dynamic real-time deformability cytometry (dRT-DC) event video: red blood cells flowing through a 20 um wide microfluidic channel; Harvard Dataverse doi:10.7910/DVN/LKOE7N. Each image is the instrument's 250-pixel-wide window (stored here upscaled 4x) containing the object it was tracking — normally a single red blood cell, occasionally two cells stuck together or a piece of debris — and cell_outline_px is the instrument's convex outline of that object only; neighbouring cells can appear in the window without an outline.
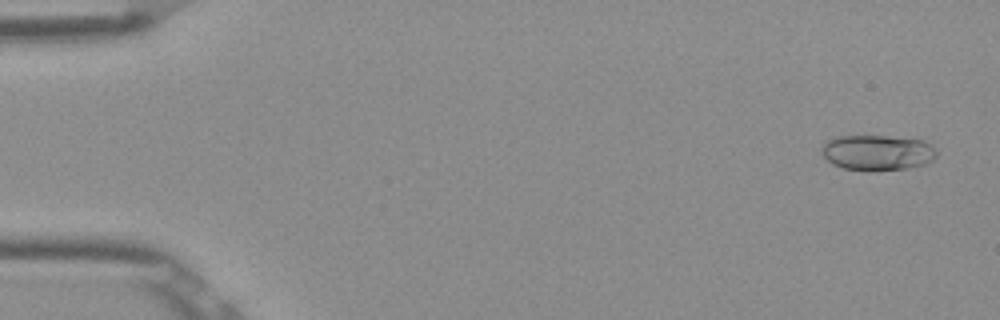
{"species": "Egyptian fruit bat (a non-hibernating species)", "species_latin": "Rousettus aegyptiacus", "temperature_condition": "room temperature", "stored_images_in_passage": 53, "camera_frame_rate_fps": 3000, "um_per_image_px": 0.085, "frame": {"image": 1, "passage_image": 3, "time_ms": 0.667, "image_size_px": [1000, 320], "cell_outline_px": [[936, 156], [932, 160], [924, 164], [908, 168], [872, 172], [864, 172], [844, 168], [832, 164], [820, 152], [820, 148], [824, 140], [836, 136], [888, 136], [924, 140], [932, 144], [936, 152]], "centroid_in_image_um": [74.53, 12.98], "position_along_channel_um": 10.5, "area_um2": 24.33}}
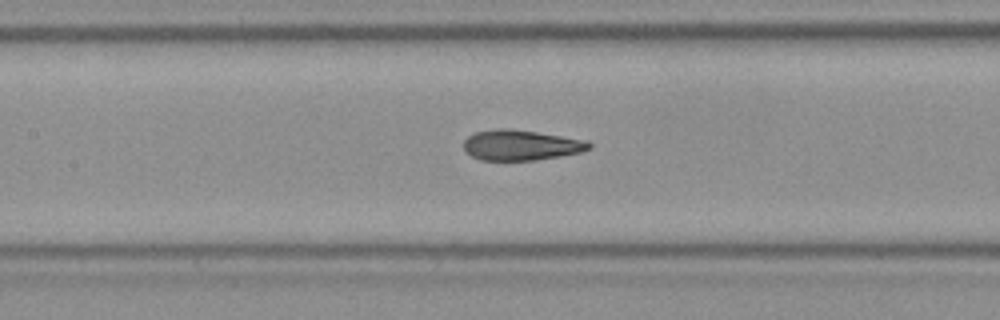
{"frame": {"image": 2, "passage_image": 25, "time_ms": 8.0, "image_size_px": [1000, 320], "cell_outline_px": [[592, 148], [580, 152], [560, 156], [536, 160], [480, 160], [472, 156], [464, 148], [464, 140], [468, 136], [476, 132], [496, 128], [508, 128], [536, 132], [588, 140], [592, 144]], "centroid_in_image_um": [44.3, 12.33], "position_along_channel_um": 163.1, "area_um2": 22.2}}
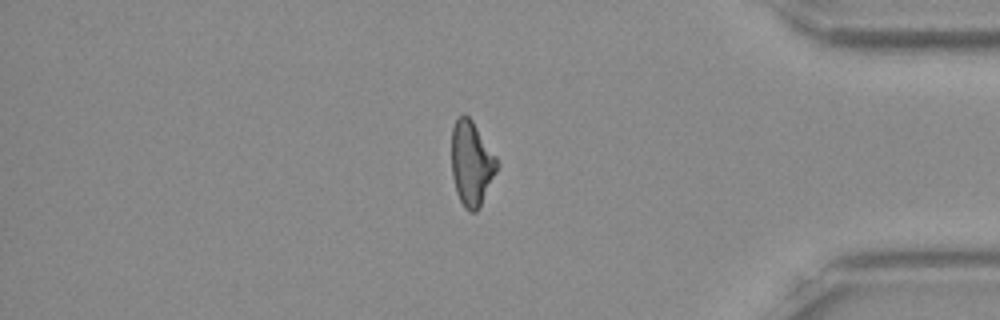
{"frame": {"image": 3, "passage_image": 45, "time_ms": 14.667, "image_size_px": [1000, 320], "cell_outline_px": [[500, 164], [480, 208], [476, 212], [468, 212], [464, 208], [456, 192], [452, 176], [452, 128], [456, 120], [464, 112], [472, 120], [496, 156]], "centroid_in_image_um": [40.09, 13.92], "position_along_channel_um": 395.1, "area_um2": 22.6}, "authors_computed_cell_mechanics": {"area_um2": 22.831, "velocity_mm_per_s": 3.8997, "shape_relaxation_time_tau1_ms": null, "shape_relaxation_time_tau2_ms": 1.2912, "deformation_change_tau1": null, "deformation_change_tau2": 0.0765}}